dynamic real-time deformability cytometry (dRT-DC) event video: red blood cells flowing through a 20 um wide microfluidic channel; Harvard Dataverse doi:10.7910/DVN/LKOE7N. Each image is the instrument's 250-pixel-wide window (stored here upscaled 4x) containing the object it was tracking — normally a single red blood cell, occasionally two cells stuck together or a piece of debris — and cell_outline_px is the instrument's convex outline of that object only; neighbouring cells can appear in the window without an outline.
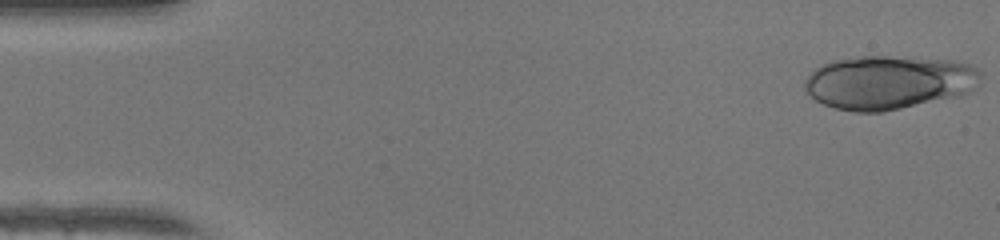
{"species": "human", "species_latin": "Homo sapiens", "temperature_condition": "warm", "stored_images_in_passage": 48, "camera_frame_rate_fps": 3000, "um_per_image_px": 0.085, "donor": {"sex": "female"}, "frame": {"image": 1, "passage_image": 1, "time_ms": 0.0, "image_size_px": [1000, 240], "cell_outline_px": [[984, 76], [980, 84], [968, 92], [960, 96], [884, 112], [856, 112], [832, 108], [808, 96], [804, 88], [804, 80], [816, 68], [832, 60], [860, 56], [888, 56], [952, 60], [972, 64], [980, 68]], "centroid_in_image_um": [75.59, 7.0], "position_along_channel_um": 9.4, "area_um2": 56.01}}